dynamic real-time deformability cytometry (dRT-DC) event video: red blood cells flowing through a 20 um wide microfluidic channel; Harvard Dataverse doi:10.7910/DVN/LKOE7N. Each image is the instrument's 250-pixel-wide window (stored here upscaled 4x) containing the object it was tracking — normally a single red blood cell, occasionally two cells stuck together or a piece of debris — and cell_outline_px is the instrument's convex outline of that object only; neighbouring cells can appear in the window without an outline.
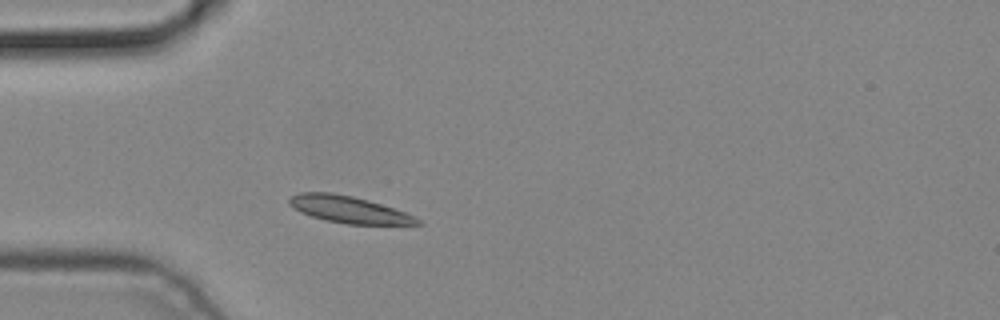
{"species": "common noctule bat (a hibernating species)", "species_latin": "Nyctalus noctula", "temperature_condition": "cold", "stored_images_in_passage": 1, "camera_frame_rate_fps": 3000, "um_per_image_px": 0.085, "animal": {"sex": "male", "body_mass_g": 19.2, "forearm_length_mm": 51.8}, "frame": {"image": 1, "passage_image": 1, "time_ms": 0.0, "image_size_px": [1000, 320], "cell_outline_px": [[424, 224], [348, 224], [328, 220], [312, 216], [300, 212], [288, 204], [288, 200], [292, 196], [300, 192], [332, 192], [352, 196], [368, 200], [404, 212], [420, 220]], "centroid_in_image_um": [29.6, 17.79], "position_along_channel_um": 55.4, "area_um2": 19.65}}